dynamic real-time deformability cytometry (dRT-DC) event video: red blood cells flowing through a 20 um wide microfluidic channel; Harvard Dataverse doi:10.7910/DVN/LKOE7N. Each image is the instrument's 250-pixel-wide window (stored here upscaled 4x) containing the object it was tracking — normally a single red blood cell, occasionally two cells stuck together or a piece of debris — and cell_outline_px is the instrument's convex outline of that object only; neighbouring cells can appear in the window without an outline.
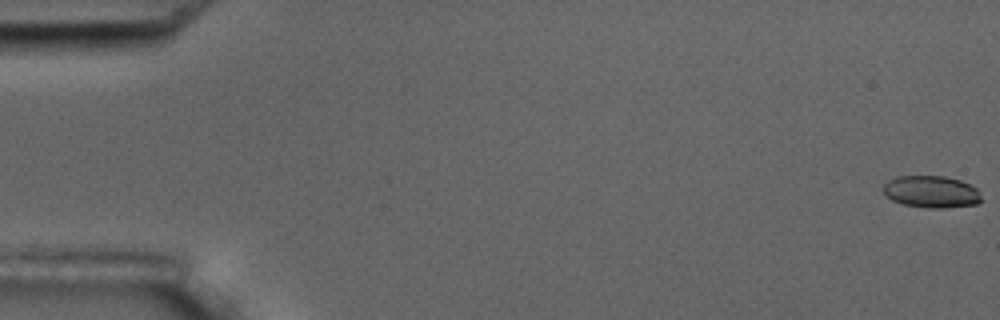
{"species": "common noctule bat (a hibernating species)", "species_latin": "Nyctalus noctula", "temperature_condition": "room temperature", "stored_images_in_passage": 5, "camera_frame_rate_fps": 3000, "um_per_image_px": 0.085, "animal": {"sex": "male", "body_mass_g": 17.5, "forearm_length_mm": 52.3}, "frame": {"image": 1, "passage_image": 1, "time_ms": 0.0, "image_size_px": [1000, 320], "cell_outline_px": [[984, 200], [976, 204], [944, 208], [928, 208], [904, 204], [892, 200], [884, 196], [884, 184], [888, 180], [896, 176], [944, 176], [960, 180], [976, 188]], "centroid_in_image_um": [79.16, 16.3], "position_along_channel_um": 5.8, "area_um2": 18.38}}
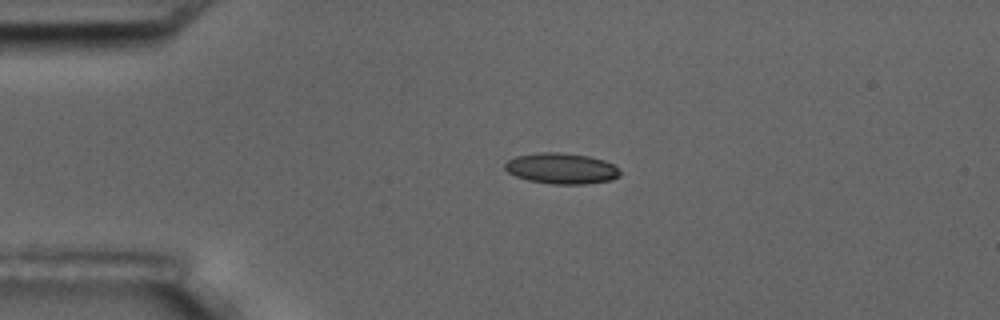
{"frame": {"image": 2, "passage_image": 4, "time_ms": 4.333, "image_size_px": [1000, 320], "cell_outline_px": [[620, 176], [612, 180], [584, 184], [552, 184], [528, 180], [516, 176], [508, 172], [504, 168], [504, 164], [508, 160], [516, 156], [540, 152], [560, 152], [588, 156], [604, 160], [612, 164], [620, 172]], "centroid_in_image_um": [47.71, 14.32], "position_along_channel_um": 37.3, "area_um2": 20.63}}